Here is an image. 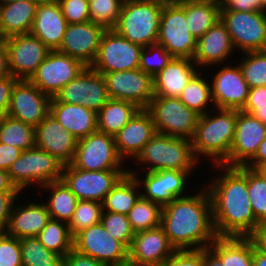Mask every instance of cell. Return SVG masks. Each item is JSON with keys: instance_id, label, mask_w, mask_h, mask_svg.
Wrapping results in <instances>:
<instances>
[{"instance_id": "48", "label": "cell", "mask_w": 266, "mask_h": 266, "mask_svg": "<svg viewBox=\"0 0 266 266\" xmlns=\"http://www.w3.org/2000/svg\"><path fill=\"white\" fill-rule=\"evenodd\" d=\"M0 266H23L19 239L6 233L0 234Z\"/></svg>"}, {"instance_id": "67", "label": "cell", "mask_w": 266, "mask_h": 266, "mask_svg": "<svg viewBox=\"0 0 266 266\" xmlns=\"http://www.w3.org/2000/svg\"><path fill=\"white\" fill-rule=\"evenodd\" d=\"M259 170L264 174V176L266 177V165H264L263 167L259 168Z\"/></svg>"}, {"instance_id": "60", "label": "cell", "mask_w": 266, "mask_h": 266, "mask_svg": "<svg viewBox=\"0 0 266 266\" xmlns=\"http://www.w3.org/2000/svg\"><path fill=\"white\" fill-rule=\"evenodd\" d=\"M0 192H20L10 181L8 171L0 169Z\"/></svg>"}, {"instance_id": "46", "label": "cell", "mask_w": 266, "mask_h": 266, "mask_svg": "<svg viewBox=\"0 0 266 266\" xmlns=\"http://www.w3.org/2000/svg\"><path fill=\"white\" fill-rule=\"evenodd\" d=\"M172 58L173 56L162 45L158 43L151 44L142 49L139 69L155 77L168 65Z\"/></svg>"}, {"instance_id": "55", "label": "cell", "mask_w": 266, "mask_h": 266, "mask_svg": "<svg viewBox=\"0 0 266 266\" xmlns=\"http://www.w3.org/2000/svg\"><path fill=\"white\" fill-rule=\"evenodd\" d=\"M221 10L254 11L260 10V0H222Z\"/></svg>"}, {"instance_id": "47", "label": "cell", "mask_w": 266, "mask_h": 266, "mask_svg": "<svg viewBox=\"0 0 266 266\" xmlns=\"http://www.w3.org/2000/svg\"><path fill=\"white\" fill-rule=\"evenodd\" d=\"M101 224L112 238L119 240L127 248L130 247L135 233L130 226L127 215L113 212H103Z\"/></svg>"}, {"instance_id": "51", "label": "cell", "mask_w": 266, "mask_h": 266, "mask_svg": "<svg viewBox=\"0 0 266 266\" xmlns=\"http://www.w3.org/2000/svg\"><path fill=\"white\" fill-rule=\"evenodd\" d=\"M21 195H24V193L0 192V234L5 233L11 214V209L16 199Z\"/></svg>"}, {"instance_id": "17", "label": "cell", "mask_w": 266, "mask_h": 266, "mask_svg": "<svg viewBox=\"0 0 266 266\" xmlns=\"http://www.w3.org/2000/svg\"><path fill=\"white\" fill-rule=\"evenodd\" d=\"M59 102L83 105L96 113L110 100L101 73L86 66L55 96Z\"/></svg>"}, {"instance_id": "32", "label": "cell", "mask_w": 266, "mask_h": 266, "mask_svg": "<svg viewBox=\"0 0 266 266\" xmlns=\"http://www.w3.org/2000/svg\"><path fill=\"white\" fill-rule=\"evenodd\" d=\"M175 2L185 11L188 29L196 40L221 20V7L217 2L203 0Z\"/></svg>"}, {"instance_id": "36", "label": "cell", "mask_w": 266, "mask_h": 266, "mask_svg": "<svg viewBox=\"0 0 266 266\" xmlns=\"http://www.w3.org/2000/svg\"><path fill=\"white\" fill-rule=\"evenodd\" d=\"M134 103L110 99L97 112V129L115 136L139 110Z\"/></svg>"}, {"instance_id": "27", "label": "cell", "mask_w": 266, "mask_h": 266, "mask_svg": "<svg viewBox=\"0 0 266 266\" xmlns=\"http://www.w3.org/2000/svg\"><path fill=\"white\" fill-rule=\"evenodd\" d=\"M76 145L77 139L50 113L35 127V146L65 165L72 162Z\"/></svg>"}, {"instance_id": "22", "label": "cell", "mask_w": 266, "mask_h": 266, "mask_svg": "<svg viewBox=\"0 0 266 266\" xmlns=\"http://www.w3.org/2000/svg\"><path fill=\"white\" fill-rule=\"evenodd\" d=\"M106 28L92 21L67 24L60 53L80 60L85 66L94 62Z\"/></svg>"}, {"instance_id": "31", "label": "cell", "mask_w": 266, "mask_h": 266, "mask_svg": "<svg viewBox=\"0 0 266 266\" xmlns=\"http://www.w3.org/2000/svg\"><path fill=\"white\" fill-rule=\"evenodd\" d=\"M37 6L36 2L23 0L0 4V37L29 34Z\"/></svg>"}, {"instance_id": "63", "label": "cell", "mask_w": 266, "mask_h": 266, "mask_svg": "<svg viewBox=\"0 0 266 266\" xmlns=\"http://www.w3.org/2000/svg\"><path fill=\"white\" fill-rule=\"evenodd\" d=\"M248 114L253 115L255 118L266 125V105L255 106Z\"/></svg>"}, {"instance_id": "50", "label": "cell", "mask_w": 266, "mask_h": 266, "mask_svg": "<svg viewBox=\"0 0 266 266\" xmlns=\"http://www.w3.org/2000/svg\"><path fill=\"white\" fill-rule=\"evenodd\" d=\"M160 266H203V249L176 250Z\"/></svg>"}, {"instance_id": "13", "label": "cell", "mask_w": 266, "mask_h": 266, "mask_svg": "<svg viewBox=\"0 0 266 266\" xmlns=\"http://www.w3.org/2000/svg\"><path fill=\"white\" fill-rule=\"evenodd\" d=\"M235 61L231 62V65L228 63L222 64V66L214 65L207 68L209 71L211 68H215L216 70L211 75L206 74L208 76L207 78L211 76L209 79L212 99L216 108L241 111L247 101L249 86L244 79L239 64H233Z\"/></svg>"}, {"instance_id": "68", "label": "cell", "mask_w": 266, "mask_h": 266, "mask_svg": "<svg viewBox=\"0 0 266 266\" xmlns=\"http://www.w3.org/2000/svg\"><path fill=\"white\" fill-rule=\"evenodd\" d=\"M203 1H213V2H217L220 4L222 0H203Z\"/></svg>"}, {"instance_id": "30", "label": "cell", "mask_w": 266, "mask_h": 266, "mask_svg": "<svg viewBox=\"0 0 266 266\" xmlns=\"http://www.w3.org/2000/svg\"><path fill=\"white\" fill-rule=\"evenodd\" d=\"M50 114L77 140L97 131V113L83 105L50 100Z\"/></svg>"}, {"instance_id": "37", "label": "cell", "mask_w": 266, "mask_h": 266, "mask_svg": "<svg viewBox=\"0 0 266 266\" xmlns=\"http://www.w3.org/2000/svg\"><path fill=\"white\" fill-rule=\"evenodd\" d=\"M203 74H205L203 69L199 70L190 79L179 97L188 109L194 110L199 115H204L214 108L211 83L208 81L210 79Z\"/></svg>"}, {"instance_id": "41", "label": "cell", "mask_w": 266, "mask_h": 266, "mask_svg": "<svg viewBox=\"0 0 266 266\" xmlns=\"http://www.w3.org/2000/svg\"><path fill=\"white\" fill-rule=\"evenodd\" d=\"M19 241L23 266H63L64 257L46 249L36 237Z\"/></svg>"}, {"instance_id": "18", "label": "cell", "mask_w": 266, "mask_h": 266, "mask_svg": "<svg viewBox=\"0 0 266 266\" xmlns=\"http://www.w3.org/2000/svg\"><path fill=\"white\" fill-rule=\"evenodd\" d=\"M73 249L107 266L128 261V248L112 238L101 222L76 234Z\"/></svg>"}, {"instance_id": "56", "label": "cell", "mask_w": 266, "mask_h": 266, "mask_svg": "<svg viewBox=\"0 0 266 266\" xmlns=\"http://www.w3.org/2000/svg\"><path fill=\"white\" fill-rule=\"evenodd\" d=\"M21 153V149L0 142V169L8 171Z\"/></svg>"}, {"instance_id": "16", "label": "cell", "mask_w": 266, "mask_h": 266, "mask_svg": "<svg viewBox=\"0 0 266 266\" xmlns=\"http://www.w3.org/2000/svg\"><path fill=\"white\" fill-rule=\"evenodd\" d=\"M135 173L141 196L144 199L158 203L162 207L171 203L175 198L188 196V181L192 176L187 171L161 170L154 172Z\"/></svg>"}, {"instance_id": "15", "label": "cell", "mask_w": 266, "mask_h": 266, "mask_svg": "<svg viewBox=\"0 0 266 266\" xmlns=\"http://www.w3.org/2000/svg\"><path fill=\"white\" fill-rule=\"evenodd\" d=\"M86 66L78 59L59 51H50L30 81L50 98L76 78Z\"/></svg>"}, {"instance_id": "3", "label": "cell", "mask_w": 266, "mask_h": 266, "mask_svg": "<svg viewBox=\"0 0 266 266\" xmlns=\"http://www.w3.org/2000/svg\"><path fill=\"white\" fill-rule=\"evenodd\" d=\"M236 120L237 110L233 109L214 107L212 111L199 115L192 138L195 157L202 163L208 159L209 165H222L229 158Z\"/></svg>"}, {"instance_id": "25", "label": "cell", "mask_w": 266, "mask_h": 266, "mask_svg": "<svg viewBox=\"0 0 266 266\" xmlns=\"http://www.w3.org/2000/svg\"><path fill=\"white\" fill-rule=\"evenodd\" d=\"M19 198L21 197L16 199L11 209L5 233L18 239L36 237L51 219L48 209L42 198H39L40 203L37 202L38 197L33 199L36 200L34 202H29L26 196L22 197L26 200L23 203H20Z\"/></svg>"}, {"instance_id": "45", "label": "cell", "mask_w": 266, "mask_h": 266, "mask_svg": "<svg viewBox=\"0 0 266 266\" xmlns=\"http://www.w3.org/2000/svg\"><path fill=\"white\" fill-rule=\"evenodd\" d=\"M125 0H91L89 2L90 21L106 29H114L118 24Z\"/></svg>"}, {"instance_id": "59", "label": "cell", "mask_w": 266, "mask_h": 266, "mask_svg": "<svg viewBox=\"0 0 266 266\" xmlns=\"http://www.w3.org/2000/svg\"><path fill=\"white\" fill-rule=\"evenodd\" d=\"M11 75L8 66V50L6 40L0 37V78Z\"/></svg>"}, {"instance_id": "33", "label": "cell", "mask_w": 266, "mask_h": 266, "mask_svg": "<svg viewBox=\"0 0 266 266\" xmlns=\"http://www.w3.org/2000/svg\"><path fill=\"white\" fill-rule=\"evenodd\" d=\"M223 266H253L251 237H217L208 247Z\"/></svg>"}, {"instance_id": "20", "label": "cell", "mask_w": 266, "mask_h": 266, "mask_svg": "<svg viewBox=\"0 0 266 266\" xmlns=\"http://www.w3.org/2000/svg\"><path fill=\"white\" fill-rule=\"evenodd\" d=\"M50 100L30 80H18L6 115L36 127L50 113Z\"/></svg>"}, {"instance_id": "11", "label": "cell", "mask_w": 266, "mask_h": 266, "mask_svg": "<svg viewBox=\"0 0 266 266\" xmlns=\"http://www.w3.org/2000/svg\"><path fill=\"white\" fill-rule=\"evenodd\" d=\"M127 173L128 169L85 171L67 164L64 166L61 180L78 200L103 203L106 195Z\"/></svg>"}, {"instance_id": "28", "label": "cell", "mask_w": 266, "mask_h": 266, "mask_svg": "<svg viewBox=\"0 0 266 266\" xmlns=\"http://www.w3.org/2000/svg\"><path fill=\"white\" fill-rule=\"evenodd\" d=\"M67 24L58 1L44 0L38 3L30 34L55 51L62 44Z\"/></svg>"}, {"instance_id": "61", "label": "cell", "mask_w": 266, "mask_h": 266, "mask_svg": "<svg viewBox=\"0 0 266 266\" xmlns=\"http://www.w3.org/2000/svg\"><path fill=\"white\" fill-rule=\"evenodd\" d=\"M203 266H223L221 260L209 249H203Z\"/></svg>"}, {"instance_id": "12", "label": "cell", "mask_w": 266, "mask_h": 266, "mask_svg": "<svg viewBox=\"0 0 266 266\" xmlns=\"http://www.w3.org/2000/svg\"><path fill=\"white\" fill-rule=\"evenodd\" d=\"M142 49V46L130 42L115 29H106L90 67L98 73L139 69Z\"/></svg>"}, {"instance_id": "39", "label": "cell", "mask_w": 266, "mask_h": 266, "mask_svg": "<svg viewBox=\"0 0 266 266\" xmlns=\"http://www.w3.org/2000/svg\"><path fill=\"white\" fill-rule=\"evenodd\" d=\"M36 238L53 253L65 257L73 249V236L68 223L50 219Z\"/></svg>"}, {"instance_id": "19", "label": "cell", "mask_w": 266, "mask_h": 266, "mask_svg": "<svg viewBox=\"0 0 266 266\" xmlns=\"http://www.w3.org/2000/svg\"><path fill=\"white\" fill-rule=\"evenodd\" d=\"M10 74L18 80H30L51 51L39 38L29 34L5 38Z\"/></svg>"}, {"instance_id": "66", "label": "cell", "mask_w": 266, "mask_h": 266, "mask_svg": "<svg viewBox=\"0 0 266 266\" xmlns=\"http://www.w3.org/2000/svg\"><path fill=\"white\" fill-rule=\"evenodd\" d=\"M260 10L263 12L266 11V0H260Z\"/></svg>"}, {"instance_id": "44", "label": "cell", "mask_w": 266, "mask_h": 266, "mask_svg": "<svg viewBox=\"0 0 266 266\" xmlns=\"http://www.w3.org/2000/svg\"><path fill=\"white\" fill-rule=\"evenodd\" d=\"M248 196L255 219L266 222V177L259 169L248 167Z\"/></svg>"}, {"instance_id": "2", "label": "cell", "mask_w": 266, "mask_h": 266, "mask_svg": "<svg viewBox=\"0 0 266 266\" xmlns=\"http://www.w3.org/2000/svg\"><path fill=\"white\" fill-rule=\"evenodd\" d=\"M197 189L195 194L175 198L162 209L160 226L175 250L208 248L218 237L210 194L204 185Z\"/></svg>"}, {"instance_id": "54", "label": "cell", "mask_w": 266, "mask_h": 266, "mask_svg": "<svg viewBox=\"0 0 266 266\" xmlns=\"http://www.w3.org/2000/svg\"><path fill=\"white\" fill-rule=\"evenodd\" d=\"M266 105V86L249 88L247 101L241 111L249 113L255 106Z\"/></svg>"}, {"instance_id": "7", "label": "cell", "mask_w": 266, "mask_h": 266, "mask_svg": "<svg viewBox=\"0 0 266 266\" xmlns=\"http://www.w3.org/2000/svg\"><path fill=\"white\" fill-rule=\"evenodd\" d=\"M147 110L157 133L192 140L199 114L188 109L179 98L154 96Z\"/></svg>"}, {"instance_id": "34", "label": "cell", "mask_w": 266, "mask_h": 266, "mask_svg": "<svg viewBox=\"0 0 266 266\" xmlns=\"http://www.w3.org/2000/svg\"><path fill=\"white\" fill-rule=\"evenodd\" d=\"M43 189V192H49L46 199H43V202L48 209L51 219L69 223L79 201L75 194L69 190L62 180L45 184L39 188V191Z\"/></svg>"}, {"instance_id": "24", "label": "cell", "mask_w": 266, "mask_h": 266, "mask_svg": "<svg viewBox=\"0 0 266 266\" xmlns=\"http://www.w3.org/2000/svg\"><path fill=\"white\" fill-rule=\"evenodd\" d=\"M235 52L226 25L219 20L197 40L193 61L208 72L206 67L232 62L230 58Z\"/></svg>"}, {"instance_id": "14", "label": "cell", "mask_w": 266, "mask_h": 266, "mask_svg": "<svg viewBox=\"0 0 266 266\" xmlns=\"http://www.w3.org/2000/svg\"><path fill=\"white\" fill-rule=\"evenodd\" d=\"M110 99L134 103L147 109L154 97L153 77L140 69L101 73Z\"/></svg>"}, {"instance_id": "57", "label": "cell", "mask_w": 266, "mask_h": 266, "mask_svg": "<svg viewBox=\"0 0 266 266\" xmlns=\"http://www.w3.org/2000/svg\"><path fill=\"white\" fill-rule=\"evenodd\" d=\"M266 165V137L260 143L255 156L245 165L252 169H259Z\"/></svg>"}, {"instance_id": "5", "label": "cell", "mask_w": 266, "mask_h": 266, "mask_svg": "<svg viewBox=\"0 0 266 266\" xmlns=\"http://www.w3.org/2000/svg\"><path fill=\"white\" fill-rule=\"evenodd\" d=\"M165 2L166 0H125L114 29L130 42L142 47L157 43Z\"/></svg>"}, {"instance_id": "4", "label": "cell", "mask_w": 266, "mask_h": 266, "mask_svg": "<svg viewBox=\"0 0 266 266\" xmlns=\"http://www.w3.org/2000/svg\"><path fill=\"white\" fill-rule=\"evenodd\" d=\"M133 161L140 164V167L136 170L130 168L131 166L127 167L131 175L144 168L142 172L169 169L187 171L193 177V172L196 168L199 171V163L201 164L194 155L192 140L160 133H155Z\"/></svg>"}, {"instance_id": "38", "label": "cell", "mask_w": 266, "mask_h": 266, "mask_svg": "<svg viewBox=\"0 0 266 266\" xmlns=\"http://www.w3.org/2000/svg\"><path fill=\"white\" fill-rule=\"evenodd\" d=\"M0 142L22 151L35 147V127L4 115L0 117Z\"/></svg>"}, {"instance_id": "52", "label": "cell", "mask_w": 266, "mask_h": 266, "mask_svg": "<svg viewBox=\"0 0 266 266\" xmlns=\"http://www.w3.org/2000/svg\"><path fill=\"white\" fill-rule=\"evenodd\" d=\"M18 81L12 75L0 78V117L7 114L13 87Z\"/></svg>"}, {"instance_id": "49", "label": "cell", "mask_w": 266, "mask_h": 266, "mask_svg": "<svg viewBox=\"0 0 266 266\" xmlns=\"http://www.w3.org/2000/svg\"><path fill=\"white\" fill-rule=\"evenodd\" d=\"M68 24L90 21L89 2L86 0H57Z\"/></svg>"}, {"instance_id": "26", "label": "cell", "mask_w": 266, "mask_h": 266, "mask_svg": "<svg viewBox=\"0 0 266 266\" xmlns=\"http://www.w3.org/2000/svg\"><path fill=\"white\" fill-rule=\"evenodd\" d=\"M155 133L157 132L150 112L139 109L114 136L119 156L126 164L128 160H134Z\"/></svg>"}, {"instance_id": "29", "label": "cell", "mask_w": 266, "mask_h": 266, "mask_svg": "<svg viewBox=\"0 0 266 266\" xmlns=\"http://www.w3.org/2000/svg\"><path fill=\"white\" fill-rule=\"evenodd\" d=\"M200 69L193 60L175 58L153 77L154 96L179 98L182 90Z\"/></svg>"}, {"instance_id": "62", "label": "cell", "mask_w": 266, "mask_h": 266, "mask_svg": "<svg viewBox=\"0 0 266 266\" xmlns=\"http://www.w3.org/2000/svg\"><path fill=\"white\" fill-rule=\"evenodd\" d=\"M253 266H266V254L260 251L253 241Z\"/></svg>"}, {"instance_id": "53", "label": "cell", "mask_w": 266, "mask_h": 266, "mask_svg": "<svg viewBox=\"0 0 266 266\" xmlns=\"http://www.w3.org/2000/svg\"><path fill=\"white\" fill-rule=\"evenodd\" d=\"M63 266H107L98 260L72 249L63 260Z\"/></svg>"}, {"instance_id": "1", "label": "cell", "mask_w": 266, "mask_h": 266, "mask_svg": "<svg viewBox=\"0 0 266 266\" xmlns=\"http://www.w3.org/2000/svg\"><path fill=\"white\" fill-rule=\"evenodd\" d=\"M210 168L214 173L208 177L209 183H202L210 194L217 236L251 237L260 223L255 219L248 196V167L211 165Z\"/></svg>"}, {"instance_id": "43", "label": "cell", "mask_w": 266, "mask_h": 266, "mask_svg": "<svg viewBox=\"0 0 266 266\" xmlns=\"http://www.w3.org/2000/svg\"><path fill=\"white\" fill-rule=\"evenodd\" d=\"M102 213V203L92 200H79L74 215L68 223L71 235L74 237L82 230L100 223Z\"/></svg>"}, {"instance_id": "42", "label": "cell", "mask_w": 266, "mask_h": 266, "mask_svg": "<svg viewBox=\"0 0 266 266\" xmlns=\"http://www.w3.org/2000/svg\"><path fill=\"white\" fill-rule=\"evenodd\" d=\"M238 60L249 88L266 86V50L240 53Z\"/></svg>"}, {"instance_id": "10", "label": "cell", "mask_w": 266, "mask_h": 266, "mask_svg": "<svg viewBox=\"0 0 266 266\" xmlns=\"http://www.w3.org/2000/svg\"><path fill=\"white\" fill-rule=\"evenodd\" d=\"M157 43L175 58L193 60L197 40L188 29L185 11L175 1L163 5Z\"/></svg>"}, {"instance_id": "21", "label": "cell", "mask_w": 266, "mask_h": 266, "mask_svg": "<svg viewBox=\"0 0 266 266\" xmlns=\"http://www.w3.org/2000/svg\"><path fill=\"white\" fill-rule=\"evenodd\" d=\"M266 137V125L253 115L237 110L236 131L226 167L245 166L256 154Z\"/></svg>"}, {"instance_id": "9", "label": "cell", "mask_w": 266, "mask_h": 266, "mask_svg": "<svg viewBox=\"0 0 266 266\" xmlns=\"http://www.w3.org/2000/svg\"><path fill=\"white\" fill-rule=\"evenodd\" d=\"M73 167L85 171L127 169L119 156L114 136L95 131L77 140L72 162Z\"/></svg>"}, {"instance_id": "6", "label": "cell", "mask_w": 266, "mask_h": 266, "mask_svg": "<svg viewBox=\"0 0 266 266\" xmlns=\"http://www.w3.org/2000/svg\"><path fill=\"white\" fill-rule=\"evenodd\" d=\"M65 164L45 150L33 147L22 151L8 170L11 183L22 193L61 180Z\"/></svg>"}, {"instance_id": "35", "label": "cell", "mask_w": 266, "mask_h": 266, "mask_svg": "<svg viewBox=\"0 0 266 266\" xmlns=\"http://www.w3.org/2000/svg\"><path fill=\"white\" fill-rule=\"evenodd\" d=\"M141 197V188L134 177L125 174L103 201V212H113L127 215Z\"/></svg>"}, {"instance_id": "8", "label": "cell", "mask_w": 266, "mask_h": 266, "mask_svg": "<svg viewBox=\"0 0 266 266\" xmlns=\"http://www.w3.org/2000/svg\"><path fill=\"white\" fill-rule=\"evenodd\" d=\"M221 21L227 31L237 55L250 51L266 50V19L261 10H221Z\"/></svg>"}, {"instance_id": "23", "label": "cell", "mask_w": 266, "mask_h": 266, "mask_svg": "<svg viewBox=\"0 0 266 266\" xmlns=\"http://www.w3.org/2000/svg\"><path fill=\"white\" fill-rule=\"evenodd\" d=\"M161 226L137 232L128 248V260L136 266H160L174 252Z\"/></svg>"}, {"instance_id": "65", "label": "cell", "mask_w": 266, "mask_h": 266, "mask_svg": "<svg viewBox=\"0 0 266 266\" xmlns=\"http://www.w3.org/2000/svg\"><path fill=\"white\" fill-rule=\"evenodd\" d=\"M108 266H136V265L128 260V261H126L124 263L108 265Z\"/></svg>"}, {"instance_id": "58", "label": "cell", "mask_w": 266, "mask_h": 266, "mask_svg": "<svg viewBox=\"0 0 266 266\" xmlns=\"http://www.w3.org/2000/svg\"><path fill=\"white\" fill-rule=\"evenodd\" d=\"M255 246L266 254V222H262L251 236Z\"/></svg>"}, {"instance_id": "40", "label": "cell", "mask_w": 266, "mask_h": 266, "mask_svg": "<svg viewBox=\"0 0 266 266\" xmlns=\"http://www.w3.org/2000/svg\"><path fill=\"white\" fill-rule=\"evenodd\" d=\"M163 207L142 196L128 212L127 218L134 233L160 226Z\"/></svg>"}, {"instance_id": "64", "label": "cell", "mask_w": 266, "mask_h": 266, "mask_svg": "<svg viewBox=\"0 0 266 266\" xmlns=\"http://www.w3.org/2000/svg\"><path fill=\"white\" fill-rule=\"evenodd\" d=\"M14 1H20V0H0V4L10 3V2H14ZM23 1L40 3L44 0H23Z\"/></svg>"}]
</instances>
